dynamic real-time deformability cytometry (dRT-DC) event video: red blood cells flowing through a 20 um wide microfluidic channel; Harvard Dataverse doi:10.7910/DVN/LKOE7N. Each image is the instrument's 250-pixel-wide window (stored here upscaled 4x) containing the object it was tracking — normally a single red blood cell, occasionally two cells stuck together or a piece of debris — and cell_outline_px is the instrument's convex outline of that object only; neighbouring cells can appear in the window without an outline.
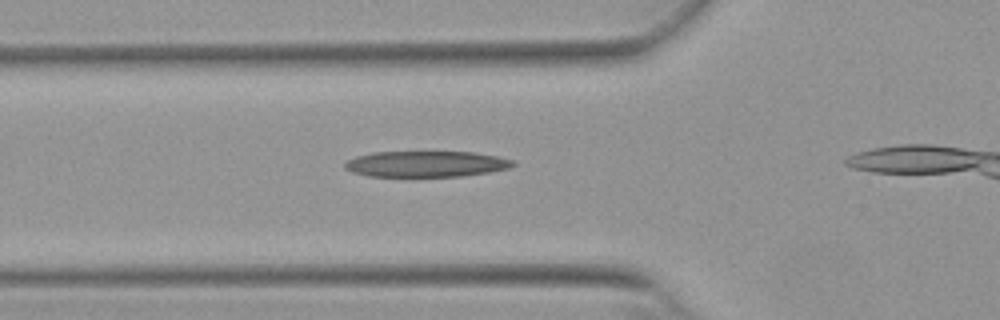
{"species": "Egyptian fruit bat (a non-hibernating species)", "species_latin": "Rousettus aegyptiacus", "temperature_condition": "warm", "stored_images_in_passage": 26, "camera_frame_rate_fps": 3000, "um_per_image_px": 0.085, "animal": {"sex": "female"}, "frame": {"image": 1, "passage_image": 2, "time_ms": 0.333, "image_size_px": [1000, 320], "cell_outline_px": [[516, 164], [508, 168], [488, 172], [464, 176], [368, 176], [352, 172], [344, 168], [344, 164], [348, 160], [356, 156], [372, 152], [472, 152], [496, 156], [512, 160]], "centroid_in_image_um": [36.19, 13.93], "position_along_channel_um": 89.6, "area_um2": 25.26}}
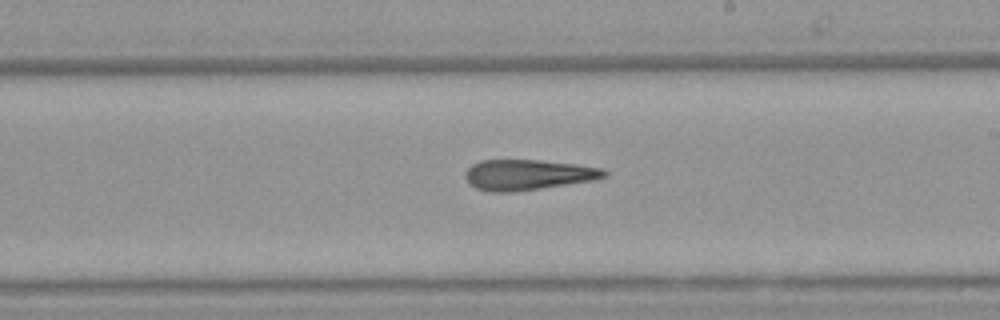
{"frame": {"image": 2, "passage_image": 14, "time_ms": 4.333, "image_size_px": [1000, 320], "cell_outline_px": [[608, 176], [592, 180], [516, 192], [488, 192], [476, 188], [468, 184], [464, 176], [464, 172], [472, 164], [480, 160], [540, 160], [576, 164], [604, 168], [608, 172]], "centroid_in_image_um": [44.84, 14.85], "position_along_channel_um": 244.2, "area_um2": 24.91}}
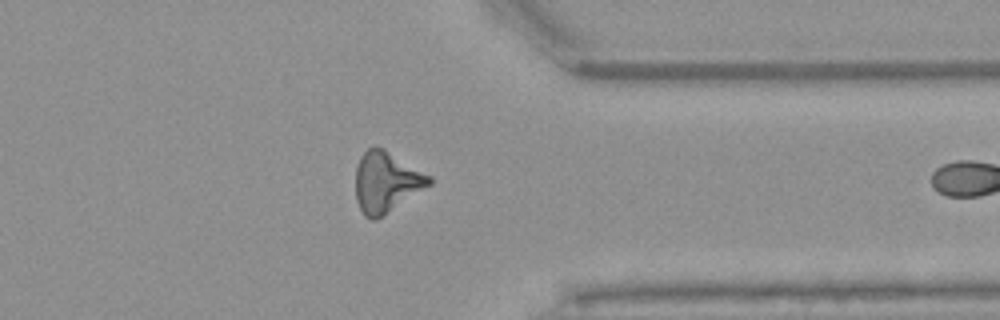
{"frame": {"image": 3, "passage_image": 25, "time_ms": 8.0, "image_size_px": [1000, 320], "cell_outline_px": [[432, 184], [376, 220], [372, 220], [364, 216], [356, 200], [356, 168], [360, 156], [372, 144], [384, 148], [432, 176]], "centroid_in_image_um": [32.83, 15.45], "position_along_channel_um": 378.6, "area_um2": 26.18}}